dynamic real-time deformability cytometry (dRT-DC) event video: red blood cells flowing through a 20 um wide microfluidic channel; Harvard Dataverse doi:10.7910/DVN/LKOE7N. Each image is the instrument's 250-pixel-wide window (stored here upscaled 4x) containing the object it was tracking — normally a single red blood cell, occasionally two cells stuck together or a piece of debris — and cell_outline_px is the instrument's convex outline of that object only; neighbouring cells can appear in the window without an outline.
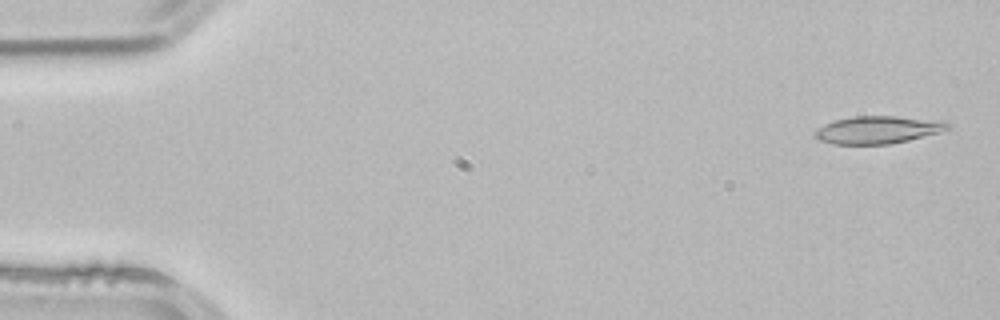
{"species": "common noctule bat (a hibernating species)", "species_latin": "Nyctalus noctula", "temperature_condition": "room temperature", "stored_images_in_passage": 51, "camera_frame_rate_fps": 3000, "um_per_image_px": 0.085, "animal": {"sex": "male", "body_mass_g": 21.5, "forearm_length_mm": 52.0}, "frame": {"image": 1, "passage_image": 1, "time_ms": 0.0, "image_size_px": [1000, 320], "cell_outline_px": [[952, 128], [940, 132], [908, 140], [888, 144], [832, 144], [820, 140], [816, 136], [816, 128], [824, 124], [836, 120], [852, 116], [896, 116], [948, 120], [952, 124]], "centroid_in_image_um": [74.71, 11.01], "position_along_channel_um": 10.3, "area_um2": 21.56}}
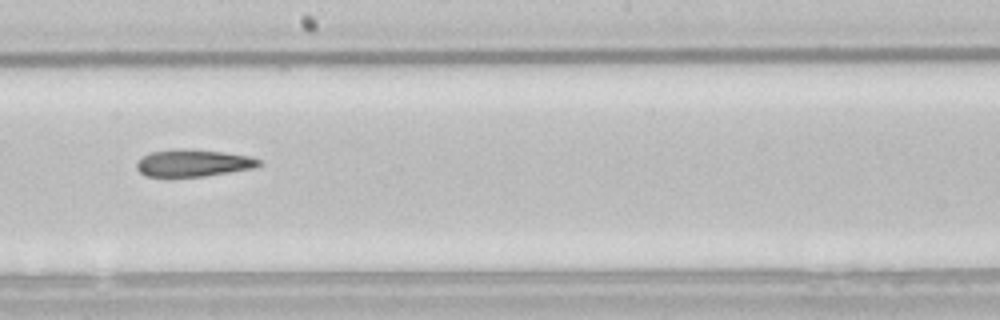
{"frame": {"image": 2, "passage_image": 28, "time_ms": 9.0, "image_size_px": [1000, 320], "cell_outline_px": [[260, 164], [252, 168], [204, 176], [144, 176], [136, 168], [136, 164], [144, 156], [152, 152], [180, 148], [188, 148], [224, 152], [248, 156], [260, 160]], "centroid_in_image_um": [16.4, 13.84], "position_along_channel_um": 231.8, "area_um2": 19.02}}
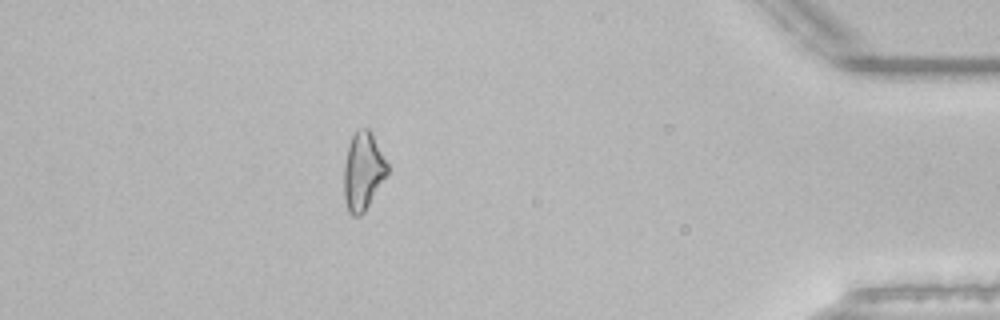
{"frame": {"image": 3, "passage_image": 45, "time_ms": 14.667, "image_size_px": [1000, 320], "cell_outline_px": [[388, 172], [364, 212], [360, 216], [352, 216], [348, 212], [344, 200], [344, 164], [348, 144], [356, 128], [368, 128], [388, 164]], "centroid_in_image_um": [30.82, 14.56], "position_along_channel_um": 404.4, "area_um2": 19.59}}